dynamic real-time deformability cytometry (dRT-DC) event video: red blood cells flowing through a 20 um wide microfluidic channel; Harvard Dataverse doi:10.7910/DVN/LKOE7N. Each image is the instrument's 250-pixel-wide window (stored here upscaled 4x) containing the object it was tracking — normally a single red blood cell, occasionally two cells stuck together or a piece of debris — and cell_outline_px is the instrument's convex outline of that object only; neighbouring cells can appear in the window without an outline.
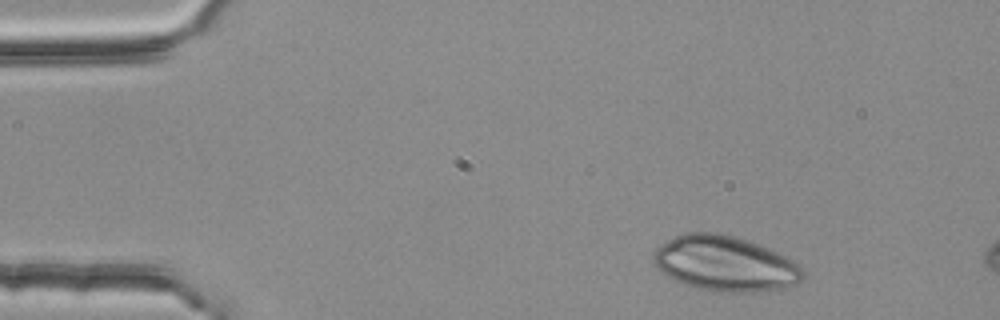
{"species": "common noctule bat (a hibernating species)", "species_latin": "Nyctalus noctula", "temperature_condition": "room temperature", "stored_images_in_passage": 3, "camera_frame_rate_fps": 3000, "um_per_image_px": 0.085, "animal": {"sex": "female", "body_mass_g": 25.1}, "frame": {"image": 1, "passage_image": 1, "time_ms": 0.0, "image_size_px": [1000, 320], "cell_outline_px": [[804, 276], [796, 284], [784, 288], [756, 292], [712, 292], [696, 288], [684, 284], [660, 272], [652, 260], [652, 256], [656, 248], [668, 240], [684, 232], [716, 232], [732, 236], [760, 244], [788, 256], [800, 264], [804, 268]], "centroid_in_image_um": [61.66, 22.41], "position_along_channel_um": 23.3, "area_um2": 48.61}}